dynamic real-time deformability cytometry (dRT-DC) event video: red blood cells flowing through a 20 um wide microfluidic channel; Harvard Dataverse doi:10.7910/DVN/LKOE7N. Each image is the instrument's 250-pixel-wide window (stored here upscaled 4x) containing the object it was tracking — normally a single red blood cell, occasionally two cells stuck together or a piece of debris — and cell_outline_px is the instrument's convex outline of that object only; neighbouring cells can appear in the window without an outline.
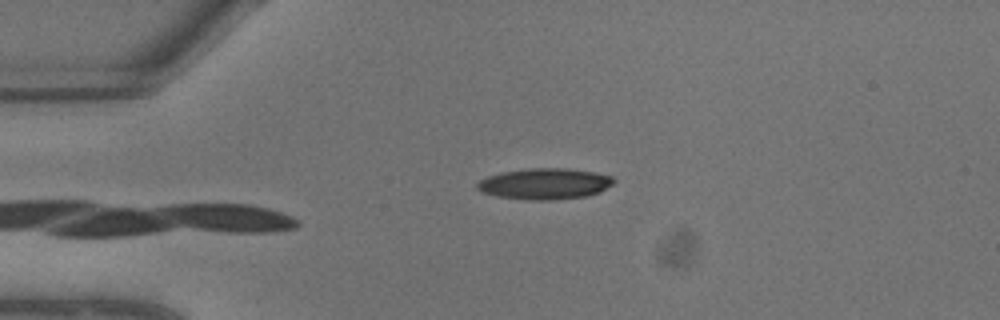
{"species": "common noctule bat (a hibernating species)", "species_latin": "Nyctalus noctula", "temperature_condition": "warm", "stored_images_in_passage": 4, "camera_frame_rate_fps": 3000, "um_per_image_px": 0.085, "animal": {"sex": "male", "body_mass_g": 13.3}, "frame": {"image": 1, "passage_image": 4, "time_ms": 1.0, "image_size_px": [1000, 320], "cell_outline_px": [[616, 180], [612, 184], [600, 192], [584, 196], [552, 200], [528, 200], [496, 196], [484, 192], [476, 188], [476, 184], [480, 180], [488, 176], [504, 172], [528, 168], [568, 168], [596, 172], [612, 176]], "centroid_in_image_um": [46.33, 15.61], "position_along_channel_um": 38.7, "area_um2": 24.68}}